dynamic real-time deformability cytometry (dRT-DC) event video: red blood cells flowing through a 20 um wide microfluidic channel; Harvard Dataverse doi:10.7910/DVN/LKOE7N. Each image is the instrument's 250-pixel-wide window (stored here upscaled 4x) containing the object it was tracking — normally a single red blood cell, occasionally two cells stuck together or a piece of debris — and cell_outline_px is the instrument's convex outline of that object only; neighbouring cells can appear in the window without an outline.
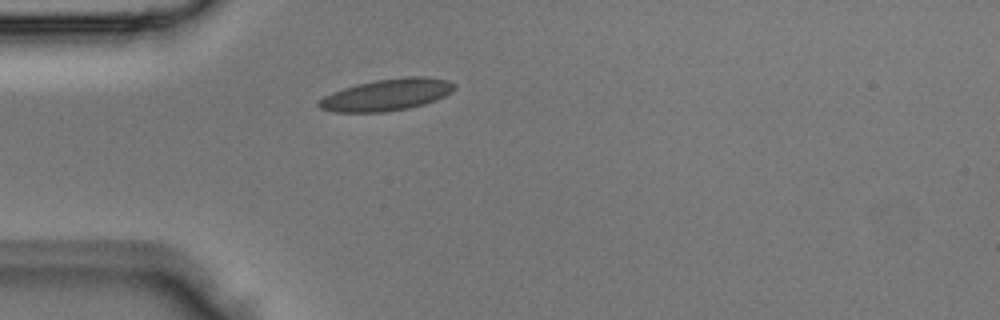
{"species": "Egyptian fruit bat (a non-hibernating species)", "species_latin": "Rousettus aegyptiacus", "temperature_condition": "room temperature", "stored_images_in_passage": 1, "camera_frame_rate_fps": 3000, "um_per_image_px": 0.085, "animal": {"sex": "male"}, "frame": {"image": 1, "passage_image": 1, "time_ms": 0.0, "image_size_px": [1000, 320], "cell_outline_px": [[456, 88], [452, 92], [436, 100], [424, 104], [408, 108], [384, 112], [336, 112], [320, 108], [316, 104], [324, 96], [332, 92], [356, 84], [376, 80], [408, 76], [424, 76], [448, 80], [456, 84]], "centroid_in_image_um": [32.91, 8.05], "position_along_channel_um": 52.1, "area_um2": 25.09}}